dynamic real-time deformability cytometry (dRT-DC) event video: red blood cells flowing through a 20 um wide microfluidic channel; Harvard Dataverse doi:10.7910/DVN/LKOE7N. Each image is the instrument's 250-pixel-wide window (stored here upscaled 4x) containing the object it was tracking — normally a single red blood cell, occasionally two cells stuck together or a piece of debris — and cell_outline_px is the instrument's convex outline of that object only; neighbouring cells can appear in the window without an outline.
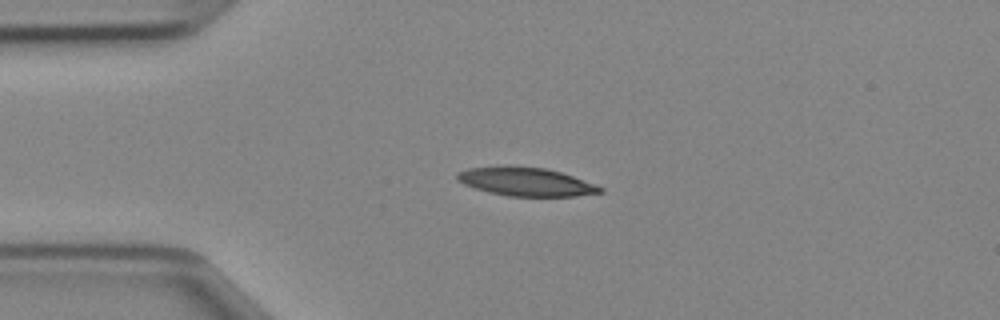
{"species": "Egyptian fruit bat (a non-hibernating species)", "species_latin": "Rousettus aegyptiacus", "temperature_condition": "cold", "stored_images_in_passage": 37, "camera_frame_rate_fps": 3000, "um_per_image_px": 0.085, "animal": {"sex": "female"}, "frame": {"image": 1, "passage_image": 1, "time_ms": 0.0, "image_size_px": [1000, 320], "cell_outline_px": [[604, 192], [576, 196], [508, 196], [488, 192], [464, 184], [456, 180], [456, 172], [468, 168], [548, 168], [572, 176], [604, 188]], "centroid_in_image_um": [44.72, 15.48], "position_along_channel_um": 40.3, "area_um2": 22.95}}
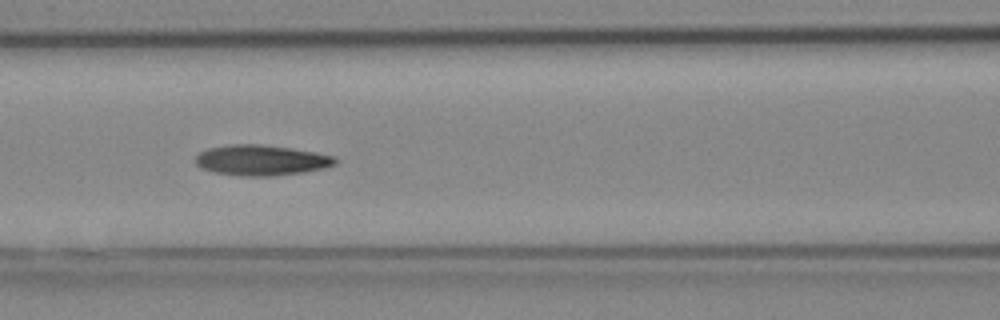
{"frame": {"image": 2, "passage_image": 10, "time_ms": 3.0, "image_size_px": [1000, 320], "cell_outline_px": [[336, 164], [324, 168], [304, 172], [272, 176], [240, 176], [216, 172], [200, 168], [196, 164], [196, 156], [200, 152], [208, 148], [228, 144], [264, 144], [292, 148], [316, 152], [336, 156]], "centroid_in_image_um": [22.22, 13.61], "position_along_channel_um": 144.4, "area_um2": 25.03}}
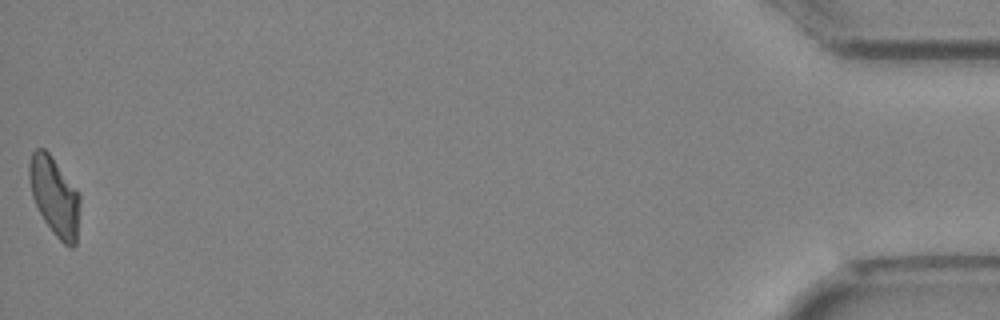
{"frame": {"image": 3, "passage_image": 37, "time_ms": 12.0, "image_size_px": [1000, 320], "cell_outline_px": [[80, 200], [76, 244], [72, 248], [64, 244], [52, 232], [44, 220], [32, 196], [28, 176], [28, 164], [32, 152], [36, 148], [44, 148], [48, 152], [80, 192]], "centroid_in_image_um": [4.64, 16.67], "position_along_channel_um": 430.6, "area_um2": 23.29}}